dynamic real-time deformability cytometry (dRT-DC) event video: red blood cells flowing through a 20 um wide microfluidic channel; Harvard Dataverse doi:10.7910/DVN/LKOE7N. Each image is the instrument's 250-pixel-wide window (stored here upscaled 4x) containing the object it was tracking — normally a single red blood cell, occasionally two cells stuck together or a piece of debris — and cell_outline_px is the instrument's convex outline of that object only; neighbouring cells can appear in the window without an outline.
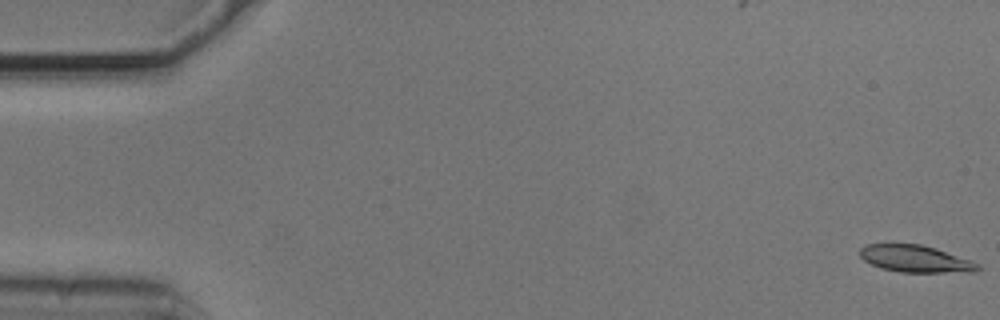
{"species": "common noctule bat (a hibernating species)", "species_latin": "Nyctalus noctula", "temperature_condition": "cold", "stored_images_in_passage": 54, "camera_frame_rate_fps": 3000, "um_per_image_px": 0.085, "animal": {"sex": "male", "body_mass_g": 20.5, "forearm_length_mm": 52.5}, "frame": {"image": 1, "passage_image": 1, "time_ms": 0.0, "image_size_px": [1000, 320], "cell_outline_px": [[980, 268], [976, 272], [900, 272], [880, 268], [864, 260], [860, 256], [860, 248], [868, 244], [888, 240], [920, 244], [936, 248], [972, 260], [980, 264]], "centroid_in_image_um": [77.77, 21.95], "position_along_channel_um": 7.2, "area_um2": 19.36}}
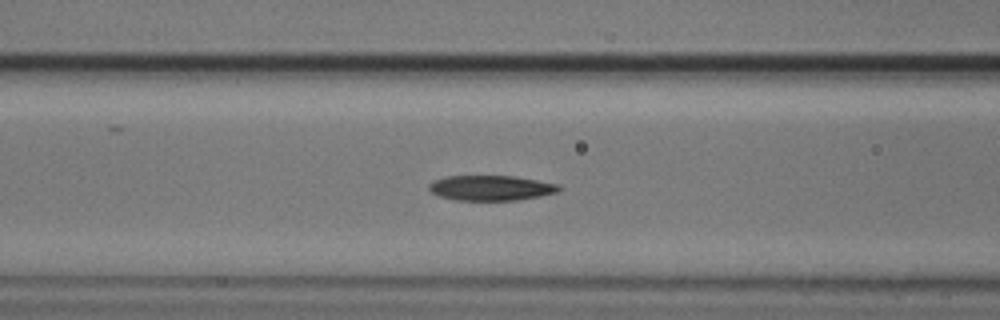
{"frame": {"image": 2, "passage_image": 22, "time_ms": 7.0, "image_size_px": [1000, 320], "cell_outline_px": [[564, 188], [556, 192], [540, 196], [516, 200], [456, 200], [440, 196], [432, 192], [428, 188], [428, 184], [436, 180], [448, 176], [512, 176], [560, 184]], "centroid_in_image_um": [41.76, 15.97], "position_along_channel_um": 124.8, "area_um2": 18.9}}
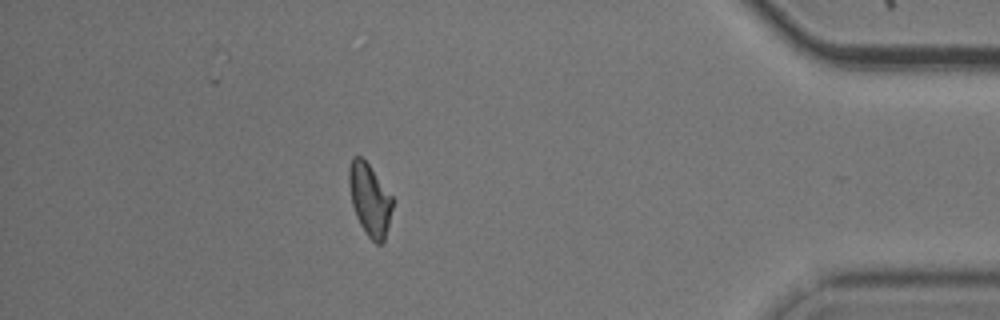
{"frame": {"image": 3, "passage_image": 48, "time_ms": 15.667, "image_size_px": [1000, 320], "cell_outline_px": [[392, 208], [384, 240], [380, 244], [376, 244], [368, 236], [360, 224], [356, 216], [352, 204], [348, 184], [348, 168], [352, 156], [360, 156], [368, 164], [392, 196]], "centroid_in_image_um": [31.39, 16.95], "position_along_channel_um": 403.8, "area_um2": 18.03}, "authors_computed_cell_mechanics": {"area_um2": 19.1607, "velocity_mm_per_s": 3.73, "shape_relaxation_time_tau1_ms": 2.7481, "shape_relaxation_time_tau2_ms": null, "deformation_change_tau1": 0.1216, "deformation_change_tau2": null}}